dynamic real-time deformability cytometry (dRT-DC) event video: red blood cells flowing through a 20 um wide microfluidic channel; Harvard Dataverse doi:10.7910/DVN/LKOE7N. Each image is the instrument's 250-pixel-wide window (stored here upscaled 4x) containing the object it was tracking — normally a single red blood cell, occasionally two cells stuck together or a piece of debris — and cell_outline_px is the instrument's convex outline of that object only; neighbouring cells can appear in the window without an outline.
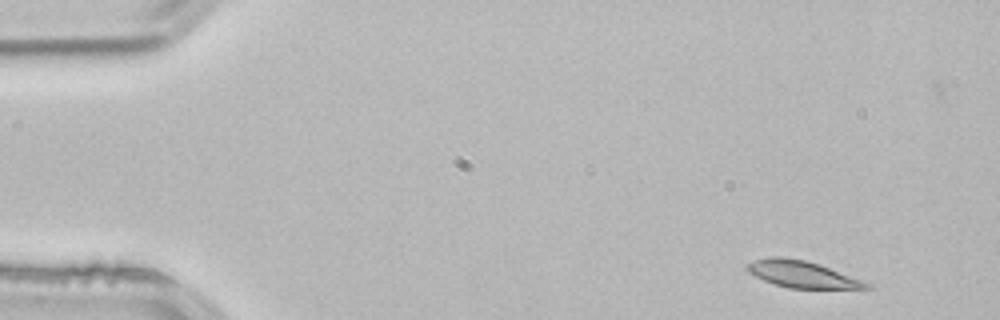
{"species": "common noctule bat (a hibernating species)", "species_latin": "Nyctalus noctula", "temperature_condition": "room temperature", "stored_images_in_passage": 3, "camera_frame_rate_fps": 3000, "um_per_image_px": 0.085, "animal": {"sex": "male", "body_mass_g": 21.5, "forearm_length_mm": 52.0}, "frame": {"image": 1, "passage_image": 1, "time_ms": 0.0, "image_size_px": [1000, 320], "cell_outline_px": [[872, 288], [788, 288], [764, 280], [748, 272], [744, 268], [744, 264], [756, 260], [772, 256], [780, 256], [804, 260], [872, 280]], "centroid_in_image_um": [68.3, 23.31], "position_along_channel_um": 16.7, "area_um2": 19.02}}